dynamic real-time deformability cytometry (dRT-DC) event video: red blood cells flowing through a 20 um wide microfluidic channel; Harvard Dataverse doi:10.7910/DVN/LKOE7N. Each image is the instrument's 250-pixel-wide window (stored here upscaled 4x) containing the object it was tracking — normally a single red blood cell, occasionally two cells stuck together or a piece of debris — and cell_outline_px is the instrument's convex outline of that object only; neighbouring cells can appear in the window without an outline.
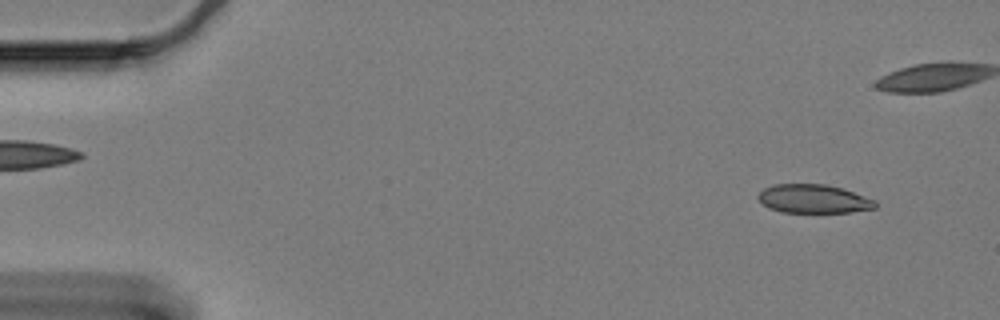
{"species": "Egyptian fruit bat (a non-hibernating species)", "species_latin": "Rousettus aegyptiacus", "temperature_condition": "cold", "stored_images_in_passage": 29, "camera_frame_rate_fps": 3000, "um_per_image_px": 0.085, "animal": {"sex": "female"}, "frame": {"image": 1, "passage_image": 3, "time_ms": 0.667, "image_size_px": [1000, 320], "cell_outline_px": [[876, 208], [848, 212], [780, 212], [768, 208], [756, 196], [764, 188], [772, 184], [824, 184], [844, 188], [876, 200]], "centroid_in_image_um": [69.15, 16.89], "position_along_channel_um": 15.8, "area_um2": 19.65}}
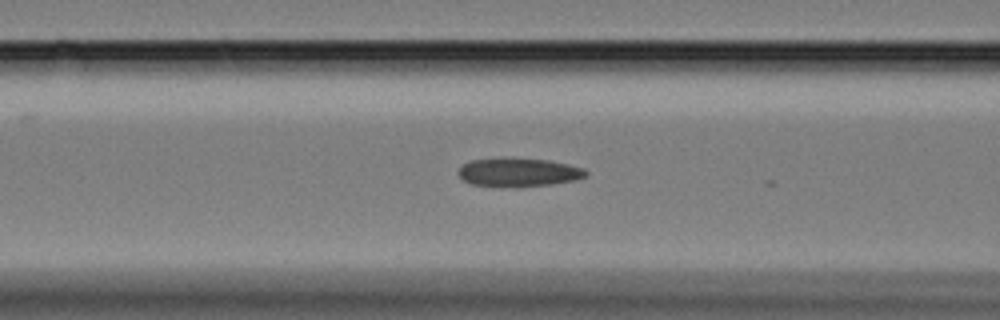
{"frame": {"image": 2, "passage_image": 22, "time_ms": 7.0, "image_size_px": [1000, 320], "cell_outline_px": [[588, 176], [576, 180], [552, 184], [516, 188], [500, 188], [472, 184], [464, 180], [456, 172], [464, 164], [472, 160], [548, 160], [568, 164], [584, 168], [588, 172]], "centroid_in_image_um": [44.12, 14.71], "position_along_channel_um": 122.5, "area_um2": 20.98}}
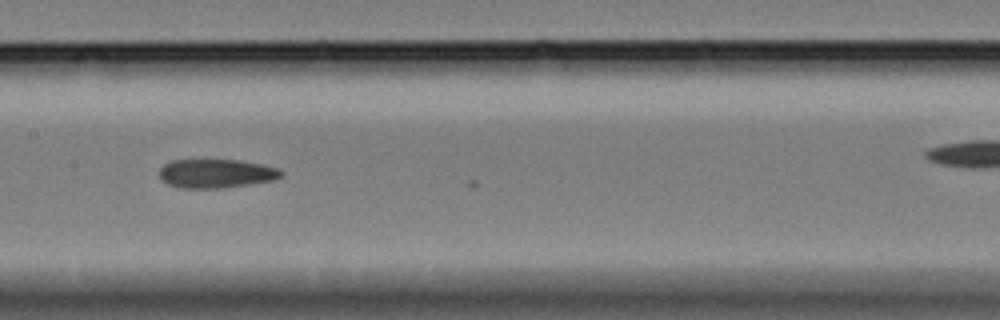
{"frame": {"image": 3, "passage_image": 28, "time_ms": 9.0, "image_size_px": [1000, 320], "cell_outline_px": [[284, 176], [272, 180], [248, 184], [220, 188], [180, 188], [168, 184], [160, 180], [160, 168], [168, 160], [192, 156], [240, 160], [264, 164], [276, 168], [284, 172]], "centroid_in_image_um": [18.29, 14.68], "position_along_channel_um": 189.1, "area_um2": 21.62}}